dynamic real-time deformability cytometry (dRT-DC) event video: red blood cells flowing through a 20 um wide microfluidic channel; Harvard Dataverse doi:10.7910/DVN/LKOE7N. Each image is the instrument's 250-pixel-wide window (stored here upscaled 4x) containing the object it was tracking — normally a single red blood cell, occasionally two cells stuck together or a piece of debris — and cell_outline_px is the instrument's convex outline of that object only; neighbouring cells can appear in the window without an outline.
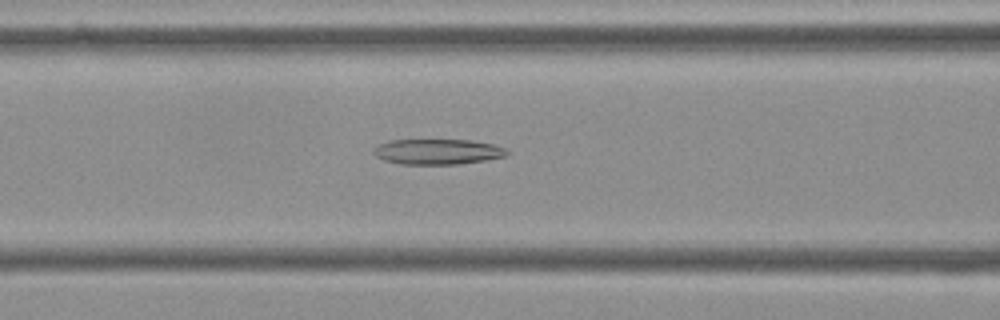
{"species": "Egyptian fruit bat (a non-hibernating species)", "species_latin": "Rousettus aegyptiacus", "temperature_condition": "cold", "stored_images_in_passage": 39, "camera_frame_rate_fps": 3000, "um_per_image_px": 0.085, "frame": {"image": 1, "passage_image": 6, "time_ms": 1.667, "image_size_px": [1000, 320], "cell_outline_px": [[512, 152], [508, 156], [460, 164], [404, 164], [384, 160], [376, 156], [372, 152], [380, 144], [392, 140], [472, 140], [492, 144], [508, 148]], "centroid_in_image_um": [37.29, 12.89], "position_along_channel_um": 129.3, "area_um2": 19.77}}
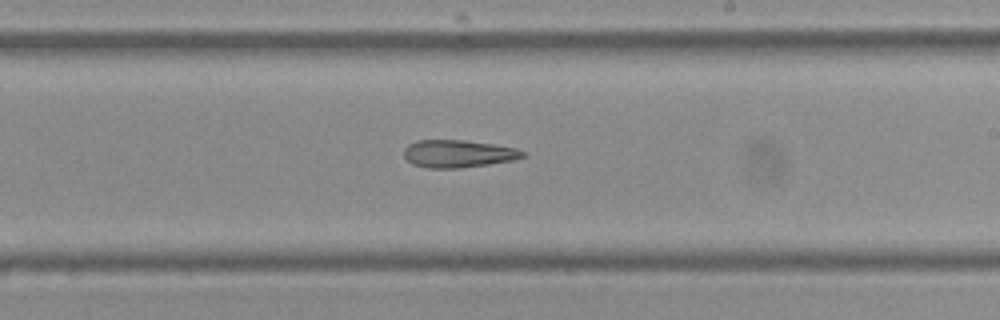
{"frame": {"image": 2, "passage_image": 16, "time_ms": 5.0, "image_size_px": [1000, 320], "cell_outline_px": [[528, 156], [512, 160], [488, 164], [460, 168], [428, 168], [412, 164], [404, 156], [404, 148], [408, 144], [416, 140], [464, 140], [492, 144], [516, 148], [528, 152]], "centroid_in_image_um": [38.96, 13.06], "position_along_channel_um": 250.0, "area_um2": 19.19}}
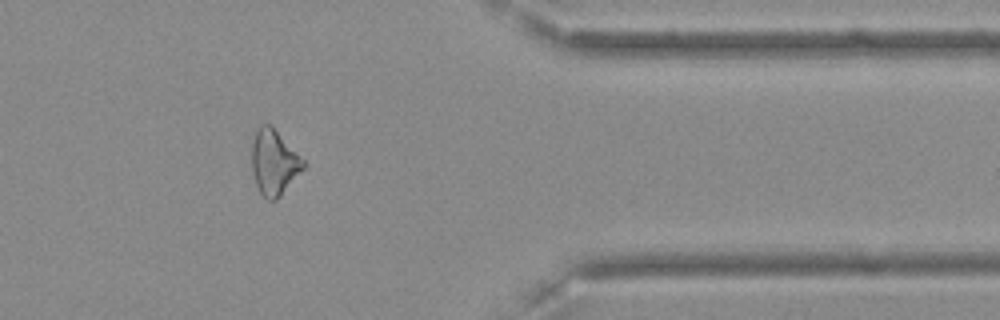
{"frame": {"image": 3, "passage_image": 29, "time_ms": 9.333, "image_size_px": [1000, 320], "cell_outline_px": [[308, 164], [280, 196], [276, 200], [268, 200], [260, 192], [256, 184], [252, 172], [252, 140], [260, 124], [268, 124]], "centroid_in_image_um": [23.28, 13.84], "position_along_channel_um": 388.1, "area_um2": 19.19}}